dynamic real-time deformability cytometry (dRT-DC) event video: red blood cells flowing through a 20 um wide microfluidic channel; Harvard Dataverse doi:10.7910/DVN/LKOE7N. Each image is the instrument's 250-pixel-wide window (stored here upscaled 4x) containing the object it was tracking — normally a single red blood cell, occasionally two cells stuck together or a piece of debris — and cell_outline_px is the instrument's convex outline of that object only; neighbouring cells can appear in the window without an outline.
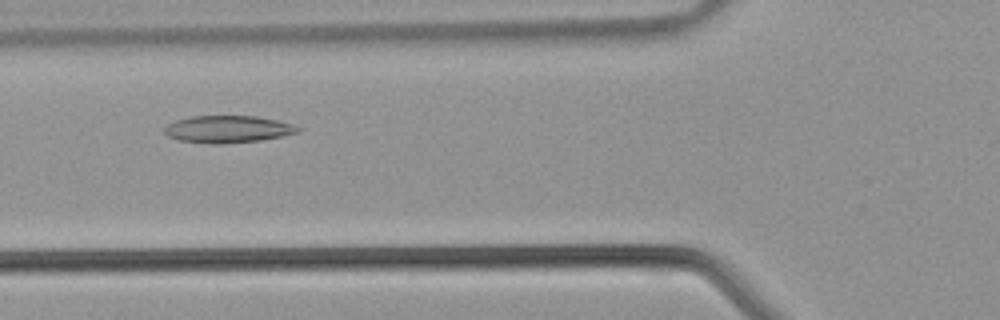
{"species": "common noctule bat (a hibernating species)", "species_latin": "Nyctalus noctula", "temperature_condition": "warm", "stored_images_in_passage": 36, "camera_frame_rate_fps": 3000, "um_per_image_px": 0.085, "animal": {"sex": "male", "body_mass_g": 21.5, "forearm_length_mm": 52.0}, "frame": {"image": 1, "passage_image": 10, "time_ms": 3.0, "image_size_px": [1000, 320], "cell_outline_px": [[300, 132], [260, 140], [220, 144], [212, 144], [176, 140], [168, 136], [164, 132], [164, 128], [168, 124], [176, 120], [192, 116], [256, 116], [276, 120], [292, 124], [300, 128]], "centroid_in_image_um": [19.33, 10.98], "position_along_channel_um": 106.5, "area_um2": 21.04}}
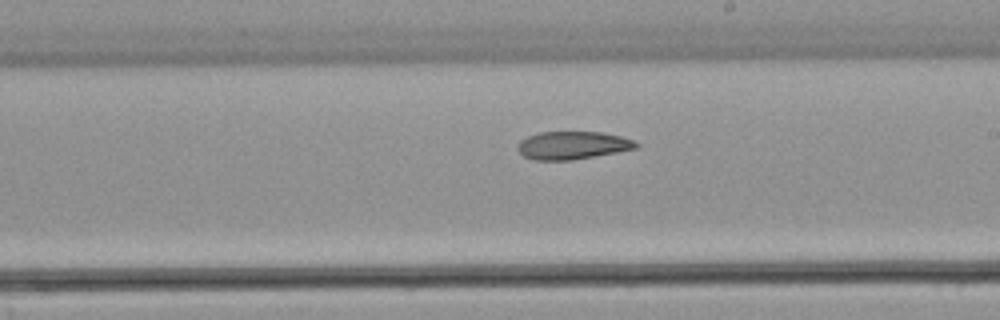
{"frame": {"image": 2, "passage_image": 18, "time_ms": 5.667, "image_size_px": [1000, 320], "cell_outline_px": [[640, 144], [636, 148], [596, 156], [572, 160], [536, 160], [524, 156], [516, 148], [520, 140], [528, 136], [540, 132], [600, 132], [620, 136], [632, 140]], "centroid_in_image_um": [48.65, 12.35], "position_along_channel_um": 240.4, "area_um2": 19.13}}
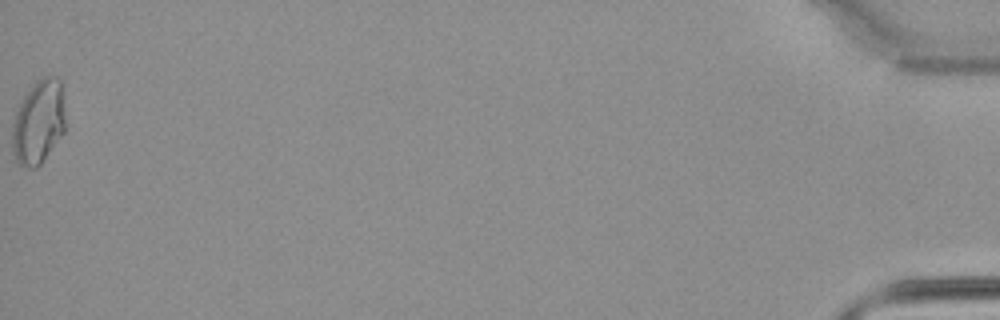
{"frame": {"image": 3, "passage_image": 36, "time_ms": 11.667, "image_size_px": [1000, 320], "cell_outline_px": [[64, 132], [40, 164], [36, 168], [20, 168], [12, 152], [12, 124], [16, 112], [24, 96], [32, 84], [36, 80], [44, 76], [56, 76], [60, 80], [64, 116]], "centroid_in_image_um": [3.24, 10.4], "position_along_channel_um": 432.0, "area_um2": 25.95}}